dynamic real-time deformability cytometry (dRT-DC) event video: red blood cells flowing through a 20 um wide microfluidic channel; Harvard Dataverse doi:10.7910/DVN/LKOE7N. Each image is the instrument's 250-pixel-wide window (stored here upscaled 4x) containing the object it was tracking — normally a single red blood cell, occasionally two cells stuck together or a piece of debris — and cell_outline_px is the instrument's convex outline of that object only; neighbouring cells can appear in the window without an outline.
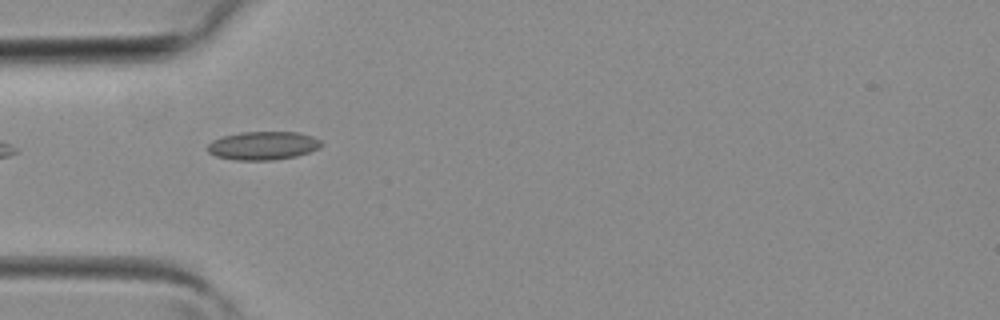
{"species": "common noctule bat (a hibernating species)", "species_latin": "Nyctalus noctula", "temperature_condition": "room temperature", "stored_images_in_passage": 1, "camera_frame_rate_fps": 3000, "um_per_image_px": 0.085, "animal": {"sex": "female", "body_mass_g": 19.3, "forearm_length_mm": 54.1}, "frame": {"image": 1, "passage_image": 1, "time_ms": 0.0, "image_size_px": [1000, 320], "cell_outline_px": [[324, 144], [320, 148], [296, 156], [272, 160], [236, 160], [216, 156], [208, 152], [208, 144], [212, 140], [224, 136], [240, 132], [296, 132], [312, 136], [320, 140]], "centroid_in_image_um": [22.37, 12.38], "position_along_channel_um": 62.6, "area_um2": 18.79}}